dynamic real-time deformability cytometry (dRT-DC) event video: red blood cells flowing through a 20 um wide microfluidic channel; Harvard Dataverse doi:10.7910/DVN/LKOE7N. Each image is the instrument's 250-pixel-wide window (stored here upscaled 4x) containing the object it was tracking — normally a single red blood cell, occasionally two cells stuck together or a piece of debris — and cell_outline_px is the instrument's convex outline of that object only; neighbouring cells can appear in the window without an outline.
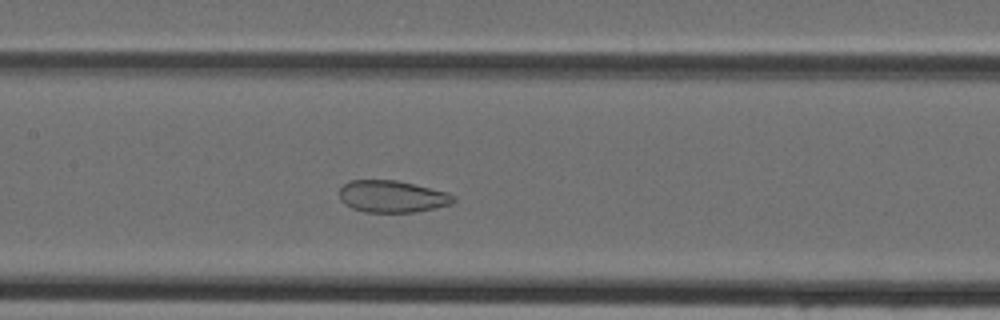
{"species": "Egyptian fruit bat (a non-hibernating species)", "species_latin": "Rousettus aegyptiacus", "temperature_condition": "cold", "stored_images_in_passage": 39, "camera_frame_rate_fps": 3000, "um_per_image_px": 0.085, "animal": {"sex": "female"}, "frame": {"image": 1, "passage_image": 15, "time_ms": 4.667, "image_size_px": [1000, 320], "cell_outline_px": [[456, 200], [452, 204], [412, 212], [364, 212], [352, 208], [344, 204], [340, 200], [340, 188], [348, 180], [396, 180], [448, 192], [456, 196]], "centroid_in_image_um": [33.32, 16.69], "position_along_channel_um": 174.1, "area_um2": 21.27}}
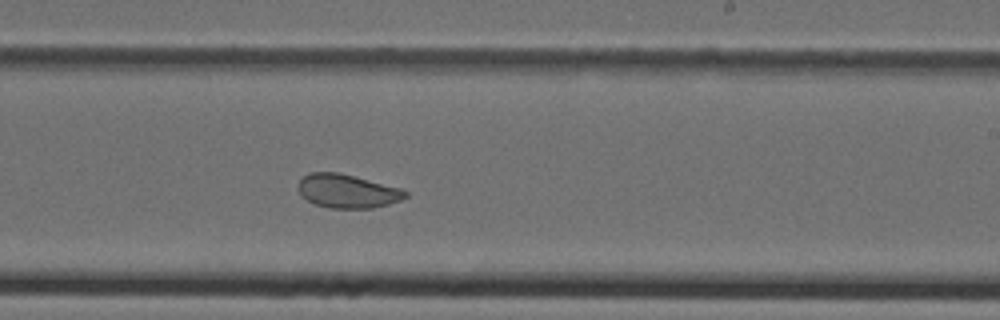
{"frame": {"image": 2, "passage_image": 21, "time_ms": 6.667, "image_size_px": [1000, 320], "cell_outline_px": [[408, 196], [400, 200], [388, 204], [372, 208], [328, 208], [316, 204], [300, 196], [296, 188], [300, 180], [308, 172], [340, 172], [400, 188], [408, 192]], "centroid_in_image_um": [29.49, 16.24], "position_along_channel_um": 259.5, "area_um2": 21.15}}
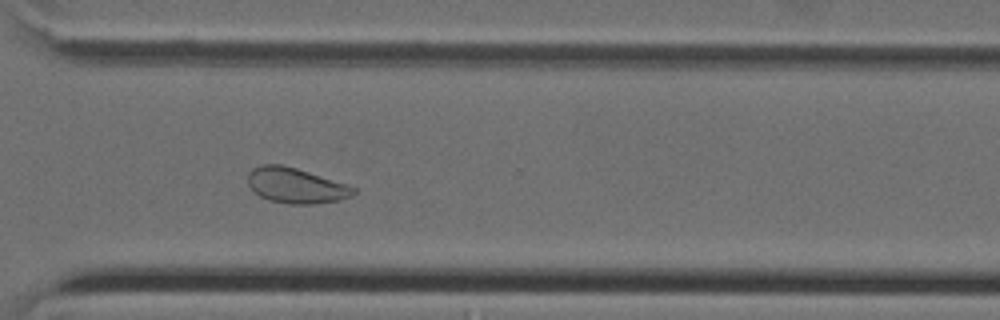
{"frame": {"image": 3, "passage_image": 27, "time_ms": 8.667, "image_size_px": [1000, 320], "cell_outline_px": [[356, 192], [352, 196], [340, 200], [316, 204], [288, 204], [268, 200], [260, 196], [248, 184], [248, 172], [252, 168], [260, 164], [280, 164], [296, 168], [348, 184], [356, 188]], "centroid_in_image_um": [25.16, 15.77], "position_along_channel_um": 345.4, "area_um2": 21.91}}